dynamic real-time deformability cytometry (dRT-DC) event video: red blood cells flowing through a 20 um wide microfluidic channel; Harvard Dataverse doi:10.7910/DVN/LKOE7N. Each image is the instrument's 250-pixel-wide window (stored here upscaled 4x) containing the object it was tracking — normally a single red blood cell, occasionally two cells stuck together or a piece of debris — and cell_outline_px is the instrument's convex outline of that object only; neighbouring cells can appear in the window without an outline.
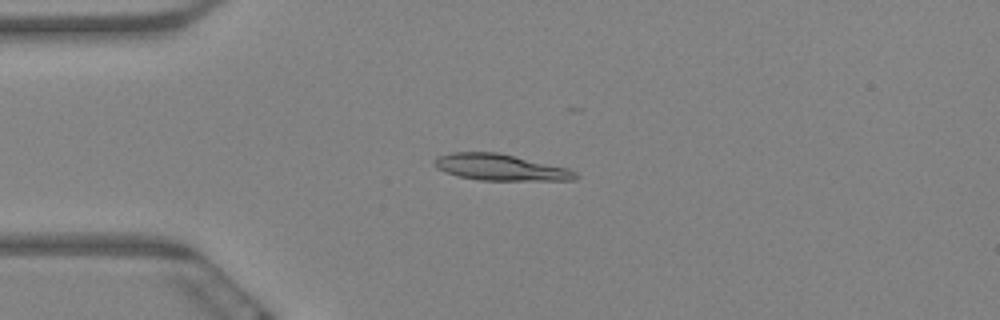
{"species": "Egyptian fruit bat (a non-hibernating species)", "species_latin": "Rousettus aegyptiacus", "temperature_condition": "warm", "stored_images_in_passage": 61, "camera_frame_rate_fps": 3000, "um_per_image_px": 0.085, "animal": {"sex": "female"}, "frame": {"image": 1, "passage_image": 14, "time_ms": 4.333, "image_size_px": [1000, 320], "cell_outline_px": [[576, 180], [480, 180], [456, 176], [444, 172], [436, 168], [432, 164], [432, 160], [436, 156], [452, 152], [500, 152], [568, 168], [576, 172]], "centroid_in_image_um": [42.46, 14.21], "position_along_channel_um": 42.5, "area_um2": 21.91}}
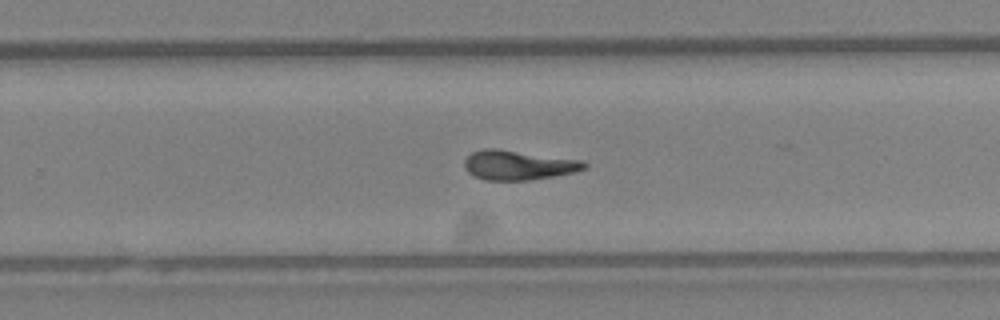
{"frame": {"image": 2, "passage_image": 38, "time_ms": 12.333, "image_size_px": [1000, 320], "cell_outline_px": [[588, 168], [576, 172], [528, 180], [484, 180], [468, 172], [464, 168], [464, 160], [472, 152], [480, 148], [496, 148], [584, 160], [588, 164]], "centroid_in_image_um": [44.08, 14.02], "position_along_channel_um": 285.7, "area_um2": 20.87}}
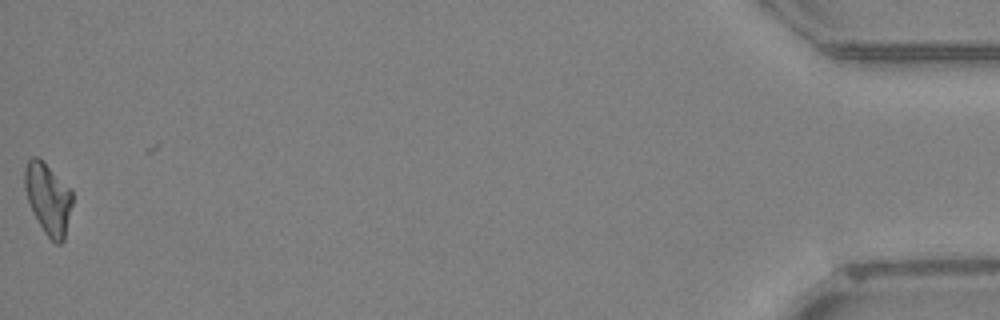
{"frame": {"image": 3, "passage_image": 60, "time_ms": 19.667, "image_size_px": [1000, 320], "cell_outline_px": [[72, 204], [64, 240], [60, 244], [56, 244], [44, 232], [28, 200], [24, 188], [24, 168], [28, 160], [32, 156], [36, 156], [72, 188]], "centroid_in_image_um": [4.1, 16.86], "position_along_channel_um": 431.1, "area_um2": 19.54}, "authors_computed_cell_mechanics": {"area_um2": 20.519, "velocity_mm_per_s": 3.3389, "shape_relaxation_time_tau1_ms": null, "shape_relaxation_time_tau2_ms": 5.334, "deformation_change_tau1": null, "deformation_change_tau2": 0.137}}